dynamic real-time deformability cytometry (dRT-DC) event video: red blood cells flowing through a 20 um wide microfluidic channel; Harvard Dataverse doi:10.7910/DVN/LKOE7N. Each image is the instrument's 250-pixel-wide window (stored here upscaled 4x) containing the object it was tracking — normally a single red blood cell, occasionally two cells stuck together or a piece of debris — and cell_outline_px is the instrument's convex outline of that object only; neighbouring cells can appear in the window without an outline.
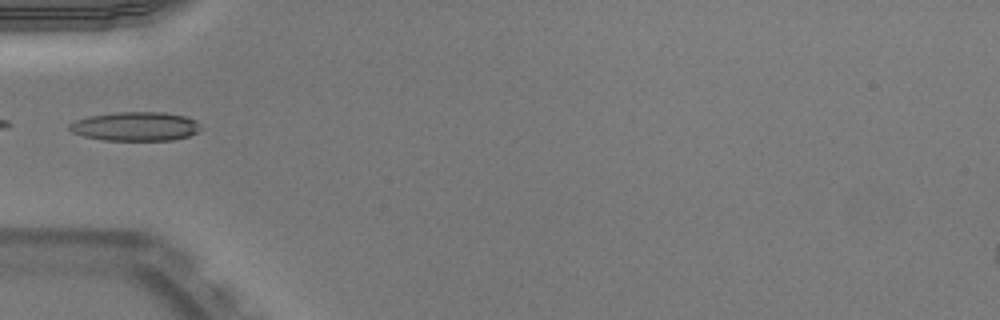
{"species": "Egyptian fruit bat (a non-hibernating species)", "species_latin": "Rousettus aegyptiacus", "temperature_condition": "warm", "stored_images_in_passage": 33, "camera_frame_rate_fps": 3000, "um_per_image_px": 0.085, "animal": {"sex": "male"}, "frame": {"image": 1, "passage_image": 1, "time_ms": 0.0, "image_size_px": [1000, 320], "cell_outline_px": [[204, 128], [188, 136], [172, 140], [104, 140], [84, 136], [72, 132], [68, 128], [68, 124], [76, 120], [88, 116], [120, 112], [164, 112], [184, 116], [196, 120]], "centroid_in_image_um": [11.53, 10.74], "position_along_channel_um": 73.5, "area_um2": 22.2}}
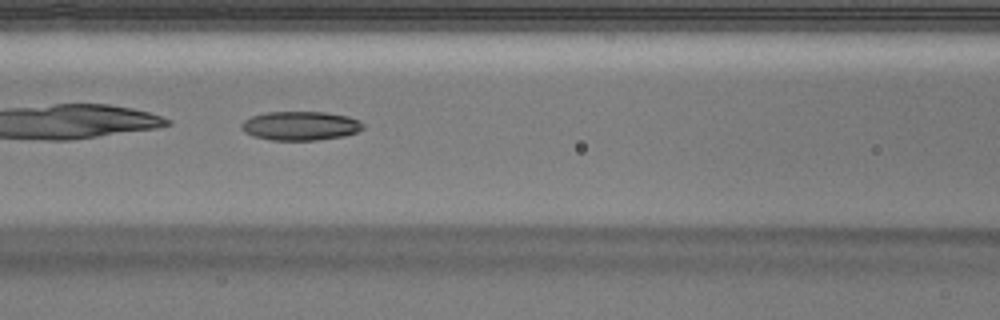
{"frame": {"image": 2, "passage_image": 6, "time_ms": 1.667, "image_size_px": [1000, 320], "cell_outline_px": [[364, 128], [356, 132], [344, 136], [316, 140], [272, 140], [252, 136], [244, 132], [240, 128], [240, 124], [244, 120], [252, 116], [264, 112], [324, 112], [348, 116], [360, 120], [364, 124]], "centroid_in_image_um": [25.52, 10.69], "position_along_channel_um": 141.1, "area_um2": 20.69}}
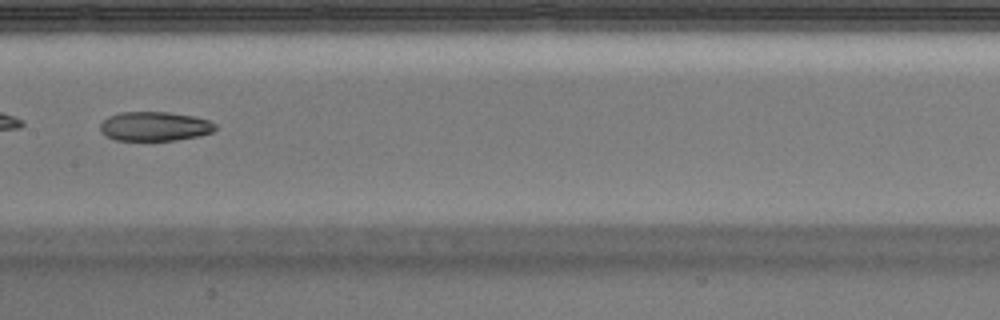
{"frame": {"image": 3, "passage_image": 10, "time_ms": 3.0, "image_size_px": [1000, 320], "cell_outline_px": [[216, 128], [212, 132], [200, 136], [176, 140], [116, 140], [100, 132], [100, 124], [108, 116], [120, 112], [168, 112], [192, 116], [208, 120], [216, 124]], "centroid_in_image_um": [13.14, 10.74], "position_along_channel_um": 194.3, "area_um2": 19.59}}